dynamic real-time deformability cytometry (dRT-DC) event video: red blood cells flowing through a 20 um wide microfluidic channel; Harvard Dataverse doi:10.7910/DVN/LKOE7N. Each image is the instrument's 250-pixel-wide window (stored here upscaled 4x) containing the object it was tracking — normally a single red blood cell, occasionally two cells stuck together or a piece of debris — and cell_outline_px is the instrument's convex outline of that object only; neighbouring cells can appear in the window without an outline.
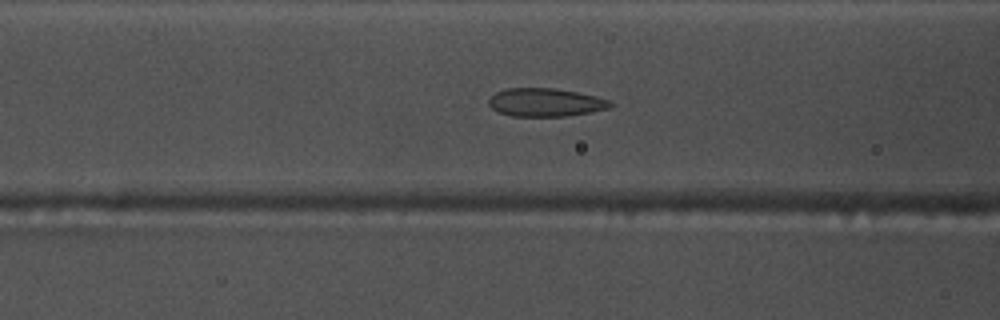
{"species": "common noctule bat (a hibernating species)", "species_latin": "Nyctalus noctula", "temperature_condition": "warm", "stored_images_in_passage": 40, "camera_frame_rate_fps": 3000, "um_per_image_px": 0.085, "animal": {"sex": "male", "body_mass_g": 17.5, "forearm_length_mm": 52.3}, "frame": {"image": 1, "passage_image": 18, "time_ms": 5.667, "image_size_px": [1000, 320], "cell_outline_px": [[616, 104], [612, 108], [568, 116], [512, 116], [500, 112], [492, 108], [488, 104], [488, 100], [496, 92], [508, 88], [552, 88], [576, 92], [596, 96], [612, 100]], "centroid_in_image_um": [46.44, 8.7], "position_along_channel_um": 120.2, "area_um2": 20.11}}
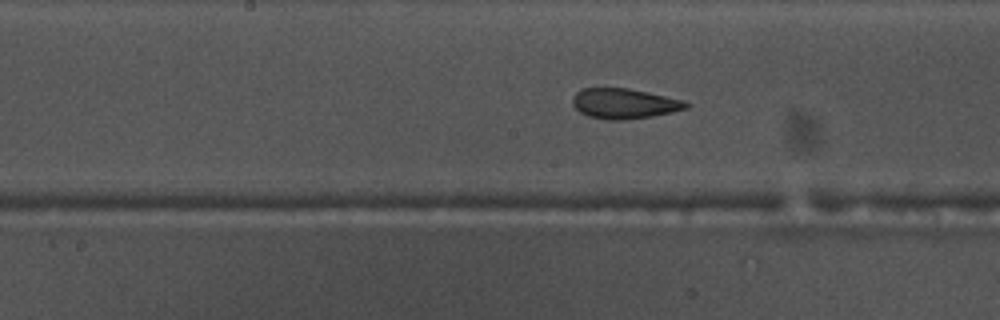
{"frame": {"image": 2, "passage_image": 24, "time_ms": 7.667, "image_size_px": [1000, 320], "cell_outline_px": [[692, 104], [688, 108], [672, 112], [652, 116], [628, 120], [608, 120], [588, 116], [580, 112], [572, 104], [572, 96], [576, 92], [584, 88], [628, 88], [648, 92], [684, 100]], "centroid_in_image_um": [53.08, 8.8], "position_along_channel_um": 195.1, "area_um2": 20.17}}
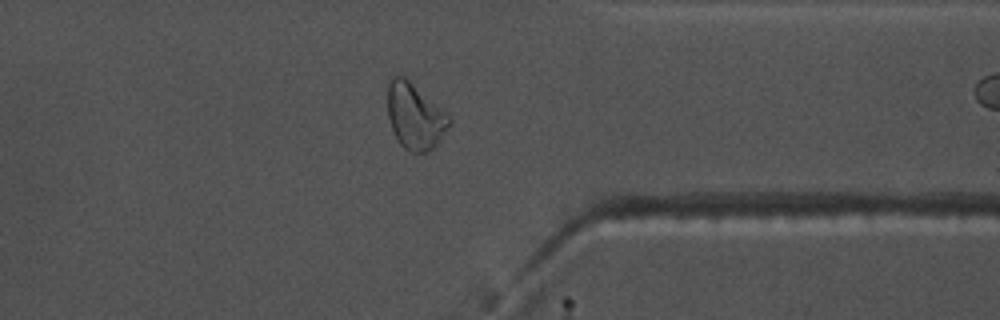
{"frame": {"image": 3, "passage_image": 39, "time_ms": 12.667, "image_size_px": [1000, 320], "cell_outline_px": [[452, 124], [436, 144], [428, 152], [412, 152], [404, 148], [400, 144], [392, 128], [388, 116], [388, 84], [392, 76], [404, 76], [440, 108], [452, 120]], "centroid_in_image_um": [35.26, 9.9], "position_along_channel_um": 376.1, "area_um2": 23.18}}